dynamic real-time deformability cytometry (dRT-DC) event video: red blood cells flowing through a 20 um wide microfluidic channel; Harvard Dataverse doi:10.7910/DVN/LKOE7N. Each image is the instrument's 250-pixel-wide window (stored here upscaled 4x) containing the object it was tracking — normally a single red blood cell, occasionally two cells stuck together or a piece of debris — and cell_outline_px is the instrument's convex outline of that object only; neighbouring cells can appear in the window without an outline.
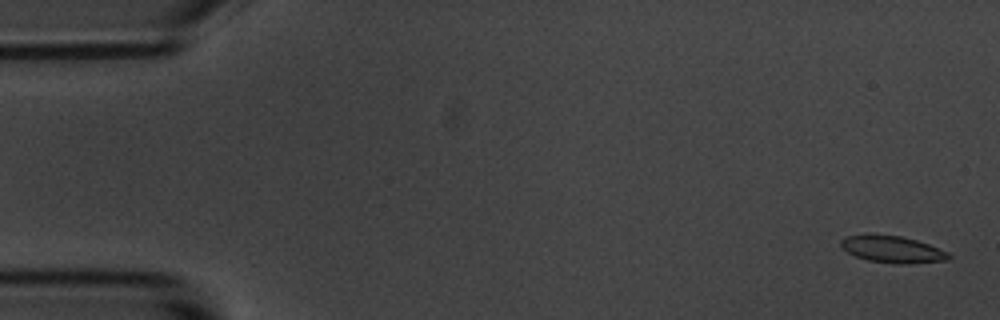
{"species": "common noctule bat (a hibernating species)", "species_latin": "Nyctalus noctula", "temperature_condition": "room temperature", "stored_images_in_passage": 7, "camera_frame_rate_fps": 3000, "um_per_image_px": 0.085, "animal": {"sex": "male", "body_mass_g": 20.1, "forearm_length_mm": 53.5}, "frame": {"image": 1, "passage_image": 1, "time_ms": 0.0, "image_size_px": [1000, 320], "cell_outline_px": [[952, 256], [948, 260], [904, 264], [892, 264], [868, 260], [856, 256], [848, 252], [840, 244], [840, 240], [848, 236], [868, 232], [900, 236], [916, 240], [928, 244], [948, 252]], "centroid_in_image_um": [75.83, 21.17], "position_along_channel_um": 9.2, "area_um2": 17.11}}
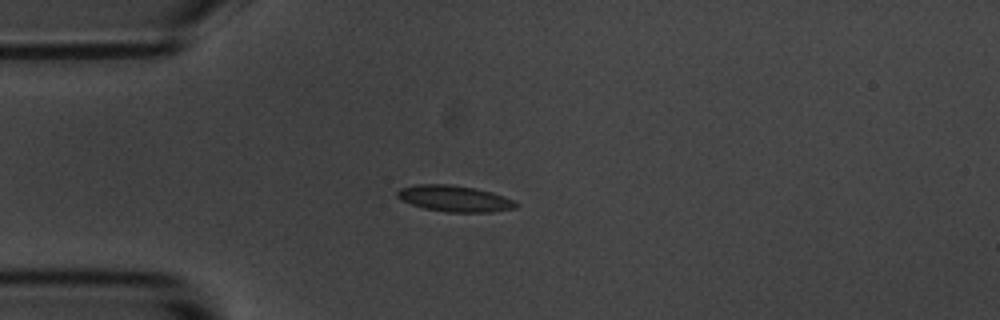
{"frame": {"image": 2, "passage_image": 5, "time_ms": 4.333, "image_size_px": [1000, 320], "cell_outline_px": [[520, 204], [516, 208], [492, 212], [448, 212], [424, 208], [400, 200], [396, 196], [396, 192], [400, 188], [416, 184], [452, 184], [476, 188], [492, 192], [512, 200]], "centroid_in_image_um": [38.62, 16.87], "position_along_channel_um": 46.4, "area_um2": 18.21}}
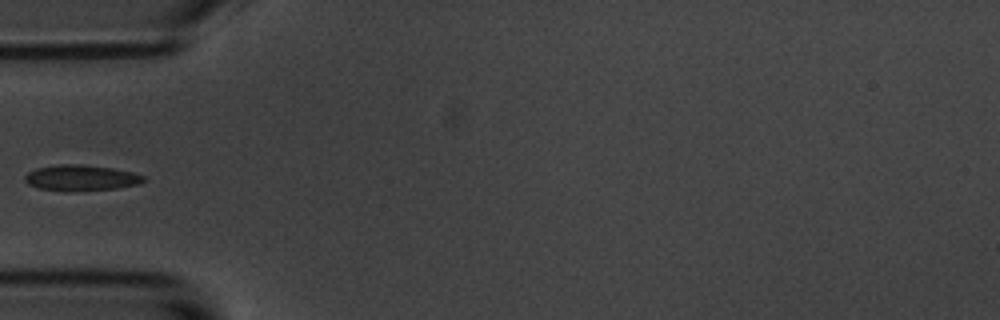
{"frame": {"image": 3, "passage_image": 6, "time_ms": 5.667, "image_size_px": [1000, 320], "cell_outline_px": [[144, 180], [140, 184], [116, 188], [72, 192], [40, 188], [28, 184], [24, 180], [24, 176], [28, 172], [36, 168], [60, 164], [80, 164], [112, 168], [132, 172], [144, 176]], "centroid_in_image_um": [6.87, 15.12], "position_along_channel_um": 78.1, "area_um2": 17.86}}